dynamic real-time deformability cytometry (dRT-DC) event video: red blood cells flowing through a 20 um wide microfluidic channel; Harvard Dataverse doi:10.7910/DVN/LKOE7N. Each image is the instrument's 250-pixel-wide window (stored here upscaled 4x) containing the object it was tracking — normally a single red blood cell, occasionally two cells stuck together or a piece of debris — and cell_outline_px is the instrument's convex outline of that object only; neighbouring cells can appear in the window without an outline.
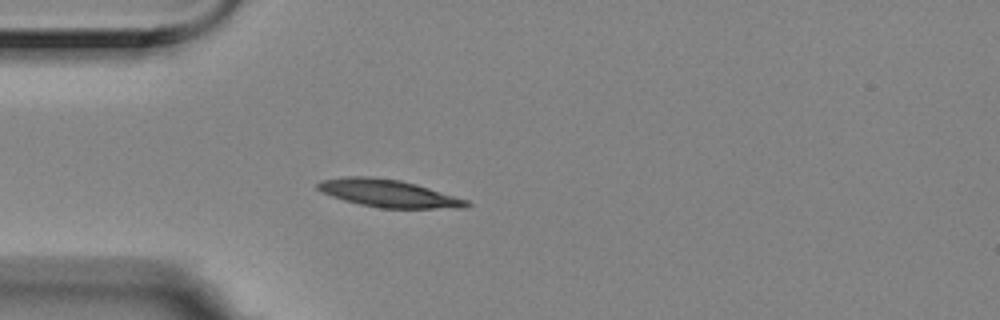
{"species": "Egyptian fruit bat (a non-hibernating species)", "species_latin": "Rousettus aegyptiacus", "temperature_condition": "room temperature", "stored_images_in_passage": 1, "camera_frame_rate_fps": 3000, "um_per_image_px": 0.085, "animal": {"sex": "female"}, "frame": {"image": 1, "passage_image": 1, "time_ms": 0.0, "image_size_px": [1000, 320], "cell_outline_px": [[472, 204], [468, 208], [380, 208], [360, 204], [344, 200], [332, 196], [316, 188], [316, 184], [324, 180], [344, 176], [368, 176], [400, 180], [416, 184], [468, 200]], "centroid_in_image_um": [33.05, 16.44], "position_along_channel_um": 51.9, "area_um2": 23.76}}